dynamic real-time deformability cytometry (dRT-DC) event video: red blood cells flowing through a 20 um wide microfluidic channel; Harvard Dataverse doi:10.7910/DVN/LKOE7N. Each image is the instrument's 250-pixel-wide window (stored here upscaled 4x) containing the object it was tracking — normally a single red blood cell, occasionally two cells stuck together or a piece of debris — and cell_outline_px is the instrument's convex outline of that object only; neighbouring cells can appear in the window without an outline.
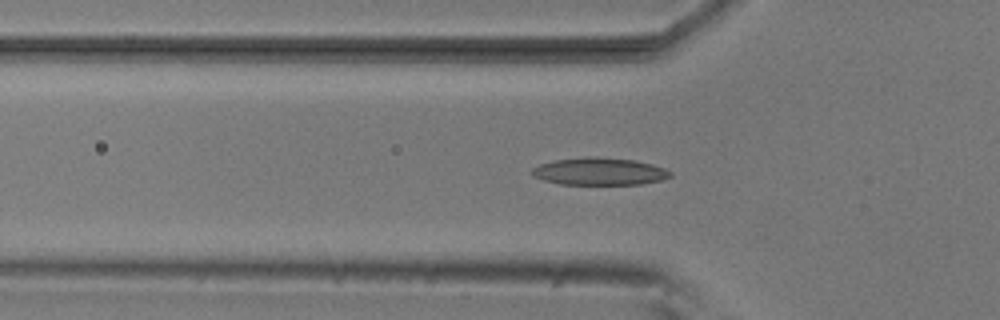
{"species": "common noctule bat (a hibernating species)", "species_latin": "Nyctalus noctula", "temperature_condition": "room temperature", "stored_images_in_passage": 48, "camera_frame_rate_fps": 3000, "um_per_image_px": 0.085, "animal": {"sex": "male", "body_mass_g": 20.5, "forearm_length_mm": 52.5}, "frame": {"image": 1, "passage_image": 12, "time_ms": 3.667, "image_size_px": [1000, 320], "cell_outline_px": [[672, 176], [660, 180], [640, 184], [560, 184], [544, 180], [532, 176], [532, 168], [540, 164], [552, 160], [588, 156], [592, 156], [636, 160], [652, 164], [664, 168], [672, 172]], "centroid_in_image_um": [50.94, 14.56], "position_along_channel_um": 74.9, "area_um2": 22.14}}
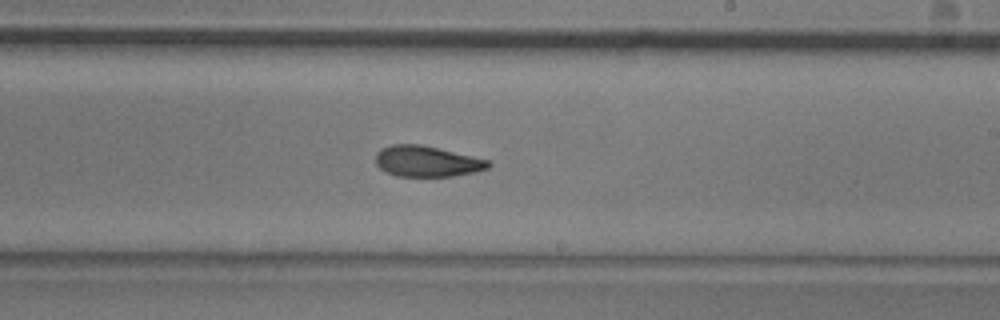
{"frame": {"image": 2, "passage_image": 26, "time_ms": 8.333, "image_size_px": [1000, 320], "cell_outline_px": [[492, 164], [488, 168], [476, 172], [452, 176], [396, 176], [384, 172], [376, 164], [376, 152], [380, 148], [392, 144], [420, 144], [472, 156], [488, 160]], "centroid_in_image_um": [36.25, 13.71], "position_along_channel_um": 252.7, "area_um2": 20.29}}
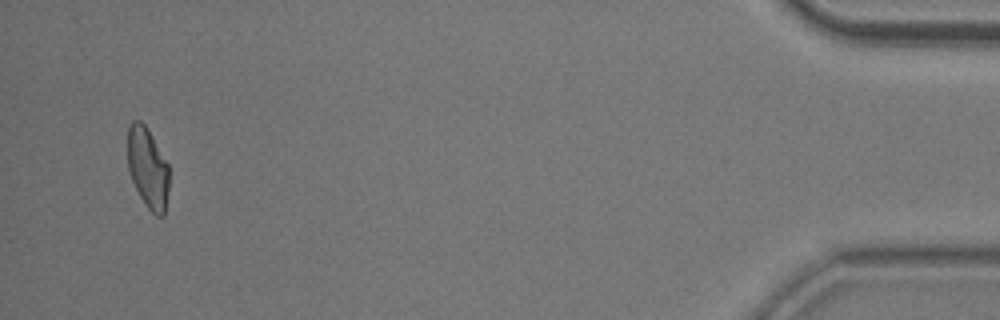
{"frame": {"image": 3, "passage_image": 46, "time_ms": 15.0, "image_size_px": [1000, 320], "cell_outline_px": [[168, 192], [164, 216], [156, 216], [144, 204], [132, 180], [128, 168], [128, 128], [132, 120], [140, 120], [144, 124], [168, 164]], "centroid_in_image_um": [12.55, 14.3], "position_along_channel_um": 422.6, "area_um2": 19.25}, "authors_computed_cell_mechanics": {"area_um2": 20.6057, "velocity_mm_per_s": 3.7922, "shape_relaxation_time_tau1_ms": 4.7999, "shape_relaxation_time_tau2_ms": 3.6373, "deformation_change_tau1": 0.1401, "deformation_change_tau2": 0.0992}}